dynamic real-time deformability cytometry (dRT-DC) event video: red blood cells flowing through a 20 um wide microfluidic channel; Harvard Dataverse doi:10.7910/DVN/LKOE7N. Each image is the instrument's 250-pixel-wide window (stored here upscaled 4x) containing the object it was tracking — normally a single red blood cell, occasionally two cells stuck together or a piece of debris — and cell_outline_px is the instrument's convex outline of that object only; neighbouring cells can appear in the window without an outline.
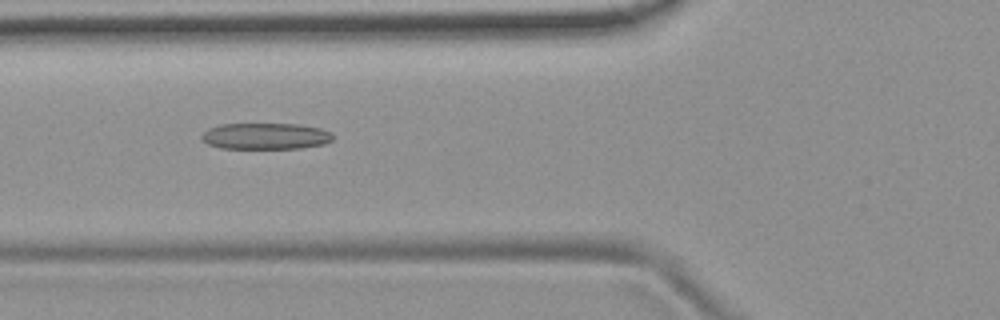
{"species": "common noctule bat (a hibernating species)", "species_latin": "Nyctalus noctula", "temperature_condition": "room temperature", "stored_images_in_passage": 50, "camera_frame_rate_fps": 3000, "um_per_image_px": 0.085, "animal": {"sex": "female", "body_mass_g": 19.9}, "frame": {"image": 1, "passage_image": 16, "time_ms": 5.0, "image_size_px": [1000, 320], "cell_outline_px": [[332, 140], [324, 144], [300, 148], [220, 148], [208, 144], [200, 136], [208, 128], [220, 124], [296, 124], [320, 128], [328, 132], [332, 136]], "centroid_in_image_um": [22.54, 11.57], "position_along_channel_um": 103.3, "area_um2": 19.94}}
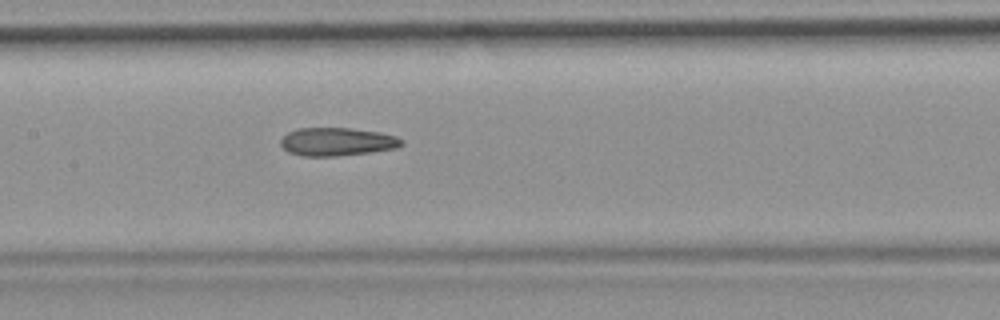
{"frame": {"image": 2, "passage_image": 22, "time_ms": 7.0, "image_size_px": [1000, 320], "cell_outline_px": [[404, 144], [396, 148], [372, 152], [336, 156], [300, 156], [288, 152], [280, 144], [280, 140], [288, 132], [296, 128], [348, 128], [380, 132], [396, 136], [404, 140]], "centroid_in_image_um": [28.65, 12.05], "position_along_channel_um": 178.7, "area_um2": 20.0}}
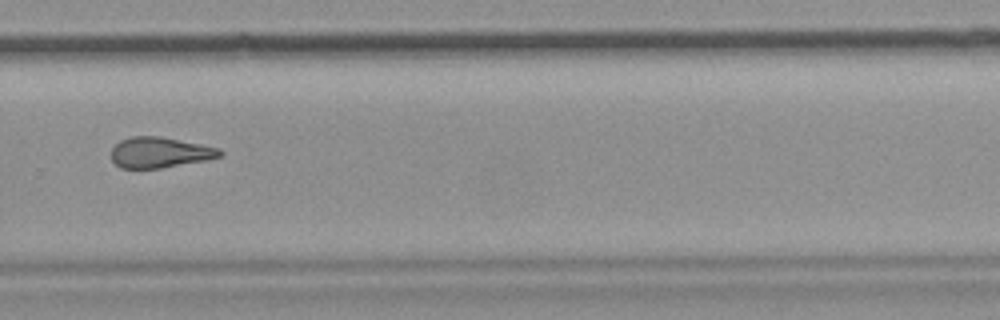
{"frame": {"image": 3, "passage_image": 33, "time_ms": 10.667, "image_size_px": [1000, 320], "cell_outline_px": [[224, 156], [208, 160], [160, 168], [120, 168], [112, 160], [112, 148], [120, 140], [132, 136], [160, 136], [220, 148], [224, 152]], "centroid_in_image_um": [13.62, 12.96], "position_along_channel_um": 316.2, "area_um2": 19.48}, "authors_computed_cell_mechanics": {"area_um2": 20.2589, "velocity_mm_per_s": 3.7628, "shape_relaxation_time_tau1_ms": null, "shape_relaxation_time_tau2_ms": 4.2608, "deformation_change_tau1": null, "deformation_change_tau2": 0.1528}}